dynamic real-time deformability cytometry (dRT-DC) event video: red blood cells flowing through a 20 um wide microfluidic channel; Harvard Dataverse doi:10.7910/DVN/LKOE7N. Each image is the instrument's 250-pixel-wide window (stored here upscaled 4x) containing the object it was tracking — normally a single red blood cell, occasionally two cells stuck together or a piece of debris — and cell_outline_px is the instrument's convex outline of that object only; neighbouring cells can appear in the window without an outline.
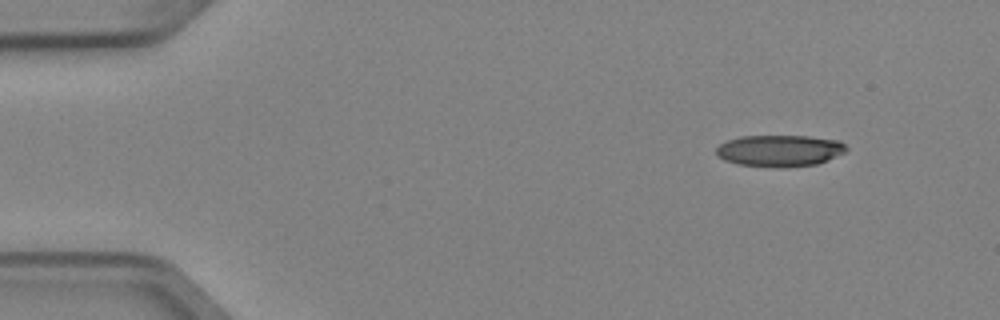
{"species": "Egyptian fruit bat (a non-hibernating species)", "species_latin": "Rousettus aegyptiacus", "temperature_condition": "cold", "stored_images_in_passage": 6, "camera_frame_rate_fps": 3000, "um_per_image_px": 0.085, "animal": {"sex": "female"}, "frame": {"image": 1, "passage_image": 1, "time_ms": 0.0, "image_size_px": [1000, 320], "cell_outline_px": [[848, 148], [844, 152], [828, 160], [816, 164], [784, 168], [780, 168], [740, 164], [724, 160], [716, 156], [716, 148], [720, 144], [728, 140], [740, 136], [808, 136], [840, 140]], "centroid_in_image_um": [66.27, 12.81], "position_along_channel_um": 18.7, "area_um2": 24.04}}
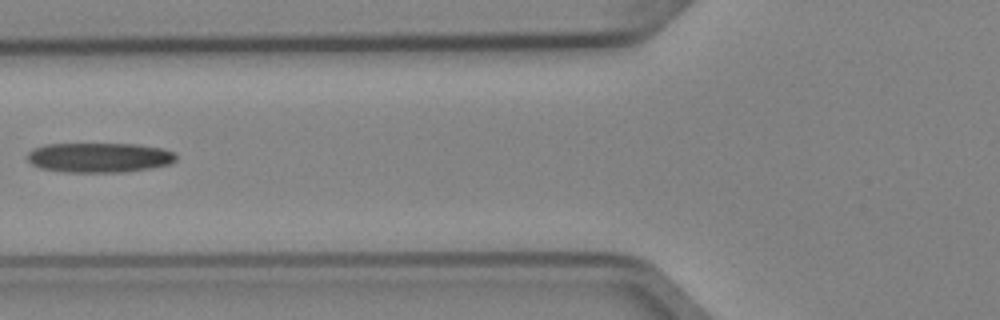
{"frame": {"image": 2, "passage_image": 5, "time_ms": 1.333, "image_size_px": [1000, 320], "cell_outline_px": [[176, 160], [172, 164], [152, 168], [124, 172], [64, 172], [40, 168], [32, 164], [28, 160], [28, 152], [32, 148], [44, 144], [136, 144], [164, 148], [172, 152], [176, 156]], "centroid_in_image_um": [8.44, 13.39], "position_along_channel_um": 117.4, "area_um2": 26.01}}
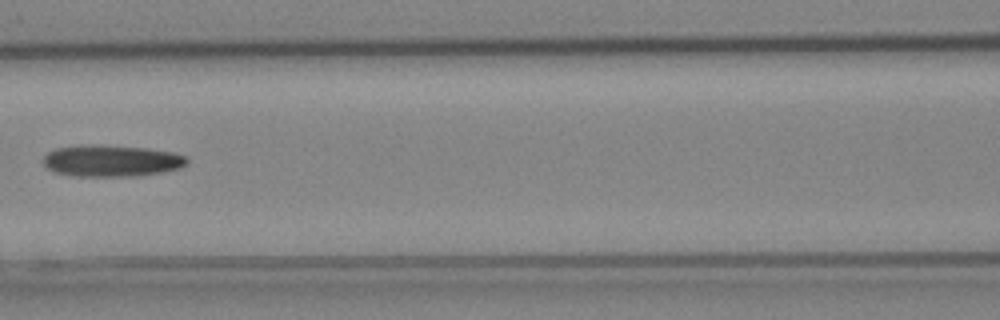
{"frame": {"image": 3, "passage_image": 6, "time_ms": 1.667, "image_size_px": [1000, 320], "cell_outline_px": [[188, 164], [180, 168], [160, 172], [136, 176], [76, 176], [56, 172], [48, 168], [44, 164], [44, 156], [48, 152], [56, 148], [80, 144], [96, 144], [148, 148], [172, 152], [184, 156], [188, 160]], "centroid_in_image_um": [9.47, 13.65], "position_along_channel_um": 157.1, "area_um2": 26.53}}